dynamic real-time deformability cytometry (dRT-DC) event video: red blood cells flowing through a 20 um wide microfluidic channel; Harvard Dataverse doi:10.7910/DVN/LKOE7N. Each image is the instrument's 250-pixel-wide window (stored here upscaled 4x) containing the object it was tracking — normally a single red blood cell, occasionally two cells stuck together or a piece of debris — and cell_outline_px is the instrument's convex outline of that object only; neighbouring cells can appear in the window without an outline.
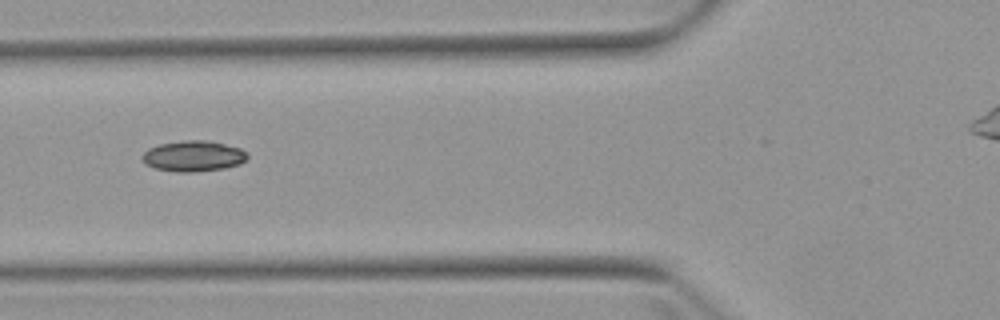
{"species": "Egyptian fruit bat (a non-hibernating species)", "species_latin": "Rousettus aegyptiacus", "temperature_condition": "warm", "stored_images_in_passage": 3, "camera_frame_rate_fps": 3000, "um_per_image_px": 0.085, "animal": {"sex": "female"}, "frame": {"image": 1, "passage_image": 2, "time_ms": 1.0, "image_size_px": [1000, 320], "cell_outline_px": [[248, 156], [240, 164], [224, 168], [192, 172], [176, 172], [156, 168], [148, 164], [140, 156], [148, 148], [160, 144], [184, 140], [208, 140], [240, 148], [248, 152]], "centroid_in_image_um": [16.45, 13.26], "position_along_channel_um": 109.3, "area_um2": 18.73}}
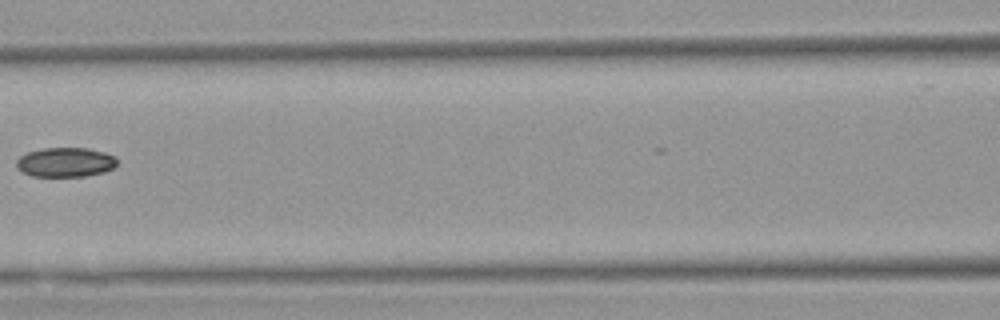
{"frame": {"image": 2, "passage_image": 3, "time_ms": 2.333, "image_size_px": [1000, 320], "cell_outline_px": [[116, 164], [112, 168], [104, 172], [84, 176], [32, 176], [20, 172], [16, 168], [16, 160], [20, 156], [28, 152], [44, 148], [88, 148], [104, 152], [116, 156]], "centroid_in_image_um": [5.53, 13.79], "position_along_channel_um": 161.1, "area_um2": 17.34}}